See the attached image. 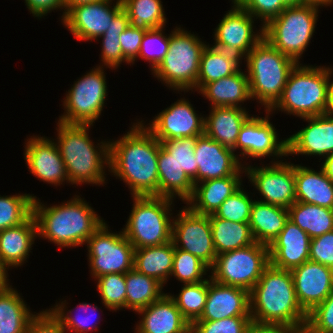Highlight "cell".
Listing matches in <instances>:
<instances>
[{
    "label": "cell",
    "instance_id": "cell-29",
    "mask_svg": "<svg viewBox=\"0 0 333 333\" xmlns=\"http://www.w3.org/2000/svg\"><path fill=\"white\" fill-rule=\"evenodd\" d=\"M208 110L209 114H205L204 134L233 149L242 126L252 116L250 110L237 107H213Z\"/></svg>",
    "mask_w": 333,
    "mask_h": 333
},
{
    "label": "cell",
    "instance_id": "cell-46",
    "mask_svg": "<svg viewBox=\"0 0 333 333\" xmlns=\"http://www.w3.org/2000/svg\"><path fill=\"white\" fill-rule=\"evenodd\" d=\"M166 27L145 31L140 45L138 57L131 63L133 66L138 59L147 61L152 72L168 53L170 34L165 33Z\"/></svg>",
    "mask_w": 333,
    "mask_h": 333
},
{
    "label": "cell",
    "instance_id": "cell-63",
    "mask_svg": "<svg viewBox=\"0 0 333 333\" xmlns=\"http://www.w3.org/2000/svg\"><path fill=\"white\" fill-rule=\"evenodd\" d=\"M310 2H317L320 3L324 6H326V8L328 6L332 7L333 6V0H309ZM332 5V6H331Z\"/></svg>",
    "mask_w": 333,
    "mask_h": 333
},
{
    "label": "cell",
    "instance_id": "cell-12",
    "mask_svg": "<svg viewBox=\"0 0 333 333\" xmlns=\"http://www.w3.org/2000/svg\"><path fill=\"white\" fill-rule=\"evenodd\" d=\"M85 247L92 280L106 274H125L134 268L135 248L122 229L113 232L107 221L92 234Z\"/></svg>",
    "mask_w": 333,
    "mask_h": 333
},
{
    "label": "cell",
    "instance_id": "cell-40",
    "mask_svg": "<svg viewBox=\"0 0 333 333\" xmlns=\"http://www.w3.org/2000/svg\"><path fill=\"white\" fill-rule=\"evenodd\" d=\"M132 27L148 31L166 27L167 18L162 0H121Z\"/></svg>",
    "mask_w": 333,
    "mask_h": 333
},
{
    "label": "cell",
    "instance_id": "cell-5",
    "mask_svg": "<svg viewBox=\"0 0 333 333\" xmlns=\"http://www.w3.org/2000/svg\"><path fill=\"white\" fill-rule=\"evenodd\" d=\"M297 63L291 70L283 93L269 110L303 118L324 114L328 110L333 66ZM274 113V114H273Z\"/></svg>",
    "mask_w": 333,
    "mask_h": 333
},
{
    "label": "cell",
    "instance_id": "cell-54",
    "mask_svg": "<svg viewBox=\"0 0 333 333\" xmlns=\"http://www.w3.org/2000/svg\"><path fill=\"white\" fill-rule=\"evenodd\" d=\"M26 333H67L61 322L48 308L42 309L31 320Z\"/></svg>",
    "mask_w": 333,
    "mask_h": 333
},
{
    "label": "cell",
    "instance_id": "cell-10",
    "mask_svg": "<svg viewBox=\"0 0 333 333\" xmlns=\"http://www.w3.org/2000/svg\"><path fill=\"white\" fill-rule=\"evenodd\" d=\"M107 68L93 66L71 84L61 100L63 114L58 121L68 124H90L98 121L107 104ZM106 102V103H105ZM105 107V108H104Z\"/></svg>",
    "mask_w": 333,
    "mask_h": 333
},
{
    "label": "cell",
    "instance_id": "cell-27",
    "mask_svg": "<svg viewBox=\"0 0 333 333\" xmlns=\"http://www.w3.org/2000/svg\"><path fill=\"white\" fill-rule=\"evenodd\" d=\"M197 94L209 101V108L237 107L247 109L244 103L250 100L252 102L245 68H241L228 77L205 84Z\"/></svg>",
    "mask_w": 333,
    "mask_h": 333
},
{
    "label": "cell",
    "instance_id": "cell-51",
    "mask_svg": "<svg viewBox=\"0 0 333 333\" xmlns=\"http://www.w3.org/2000/svg\"><path fill=\"white\" fill-rule=\"evenodd\" d=\"M245 9L263 27L273 18L277 17L287 6L282 0H234Z\"/></svg>",
    "mask_w": 333,
    "mask_h": 333
},
{
    "label": "cell",
    "instance_id": "cell-48",
    "mask_svg": "<svg viewBox=\"0 0 333 333\" xmlns=\"http://www.w3.org/2000/svg\"><path fill=\"white\" fill-rule=\"evenodd\" d=\"M251 322V316H235L214 321L196 320L191 325V333H246Z\"/></svg>",
    "mask_w": 333,
    "mask_h": 333
},
{
    "label": "cell",
    "instance_id": "cell-41",
    "mask_svg": "<svg viewBox=\"0 0 333 333\" xmlns=\"http://www.w3.org/2000/svg\"><path fill=\"white\" fill-rule=\"evenodd\" d=\"M184 318L192 325L201 317L207 301L208 279L197 283L182 284L178 294L167 292Z\"/></svg>",
    "mask_w": 333,
    "mask_h": 333
},
{
    "label": "cell",
    "instance_id": "cell-56",
    "mask_svg": "<svg viewBox=\"0 0 333 333\" xmlns=\"http://www.w3.org/2000/svg\"><path fill=\"white\" fill-rule=\"evenodd\" d=\"M305 329L280 324H260L251 322L246 333H304Z\"/></svg>",
    "mask_w": 333,
    "mask_h": 333
},
{
    "label": "cell",
    "instance_id": "cell-44",
    "mask_svg": "<svg viewBox=\"0 0 333 333\" xmlns=\"http://www.w3.org/2000/svg\"><path fill=\"white\" fill-rule=\"evenodd\" d=\"M208 274L210 267L206 263L193 254L175 247L170 279L173 277L182 284H190L208 279Z\"/></svg>",
    "mask_w": 333,
    "mask_h": 333
},
{
    "label": "cell",
    "instance_id": "cell-34",
    "mask_svg": "<svg viewBox=\"0 0 333 333\" xmlns=\"http://www.w3.org/2000/svg\"><path fill=\"white\" fill-rule=\"evenodd\" d=\"M37 314L16 287L0 291V333H26Z\"/></svg>",
    "mask_w": 333,
    "mask_h": 333
},
{
    "label": "cell",
    "instance_id": "cell-17",
    "mask_svg": "<svg viewBox=\"0 0 333 333\" xmlns=\"http://www.w3.org/2000/svg\"><path fill=\"white\" fill-rule=\"evenodd\" d=\"M181 97L170 106L157 113L153 119H140L160 142L168 139L199 137L204 134L205 115L197 113L191 100L185 98L181 91H175ZM147 121V123H146Z\"/></svg>",
    "mask_w": 333,
    "mask_h": 333
},
{
    "label": "cell",
    "instance_id": "cell-31",
    "mask_svg": "<svg viewBox=\"0 0 333 333\" xmlns=\"http://www.w3.org/2000/svg\"><path fill=\"white\" fill-rule=\"evenodd\" d=\"M159 197L178 199L184 204L191 198L194 184L160 145L158 152Z\"/></svg>",
    "mask_w": 333,
    "mask_h": 333
},
{
    "label": "cell",
    "instance_id": "cell-15",
    "mask_svg": "<svg viewBox=\"0 0 333 333\" xmlns=\"http://www.w3.org/2000/svg\"><path fill=\"white\" fill-rule=\"evenodd\" d=\"M220 19L213 32L212 46L233 53L242 59L263 39L264 29L258 21L235 1ZM257 21V22H255Z\"/></svg>",
    "mask_w": 333,
    "mask_h": 333
},
{
    "label": "cell",
    "instance_id": "cell-13",
    "mask_svg": "<svg viewBox=\"0 0 333 333\" xmlns=\"http://www.w3.org/2000/svg\"><path fill=\"white\" fill-rule=\"evenodd\" d=\"M263 112L265 116L253 114L244 123L233 148L244 167L248 164L247 160L261 159L259 161L263 163L265 158L271 159L269 162H280L287 158V138L279 139L281 135L270 120L271 113Z\"/></svg>",
    "mask_w": 333,
    "mask_h": 333
},
{
    "label": "cell",
    "instance_id": "cell-9",
    "mask_svg": "<svg viewBox=\"0 0 333 333\" xmlns=\"http://www.w3.org/2000/svg\"><path fill=\"white\" fill-rule=\"evenodd\" d=\"M131 199V212L122 231L133 247L139 249L169 243L177 201L157 196Z\"/></svg>",
    "mask_w": 333,
    "mask_h": 333
},
{
    "label": "cell",
    "instance_id": "cell-26",
    "mask_svg": "<svg viewBox=\"0 0 333 333\" xmlns=\"http://www.w3.org/2000/svg\"><path fill=\"white\" fill-rule=\"evenodd\" d=\"M37 235V222L32 214L21 225L0 231V261L9 269L28 262Z\"/></svg>",
    "mask_w": 333,
    "mask_h": 333
},
{
    "label": "cell",
    "instance_id": "cell-14",
    "mask_svg": "<svg viewBox=\"0 0 333 333\" xmlns=\"http://www.w3.org/2000/svg\"><path fill=\"white\" fill-rule=\"evenodd\" d=\"M285 160L269 163L264 161L259 166L255 163L252 165L251 162L244 167L247 183L250 182L253 190L258 191L261 196L259 198L253 192L258 201L287 209L296 202L294 163Z\"/></svg>",
    "mask_w": 333,
    "mask_h": 333
},
{
    "label": "cell",
    "instance_id": "cell-21",
    "mask_svg": "<svg viewBox=\"0 0 333 333\" xmlns=\"http://www.w3.org/2000/svg\"><path fill=\"white\" fill-rule=\"evenodd\" d=\"M194 150L198 164L197 183L227 176H245L244 166L233 149L221 145L205 134L197 138Z\"/></svg>",
    "mask_w": 333,
    "mask_h": 333
},
{
    "label": "cell",
    "instance_id": "cell-62",
    "mask_svg": "<svg viewBox=\"0 0 333 333\" xmlns=\"http://www.w3.org/2000/svg\"><path fill=\"white\" fill-rule=\"evenodd\" d=\"M282 2L287 6H298L310 2L309 0H282Z\"/></svg>",
    "mask_w": 333,
    "mask_h": 333
},
{
    "label": "cell",
    "instance_id": "cell-42",
    "mask_svg": "<svg viewBox=\"0 0 333 333\" xmlns=\"http://www.w3.org/2000/svg\"><path fill=\"white\" fill-rule=\"evenodd\" d=\"M36 197L30 192L0 195V231L24 223L33 214Z\"/></svg>",
    "mask_w": 333,
    "mask_h": 333
},
{
    "label": "cell",
    "instance_id": "cell-20",
    "mask_svg": "<svg viewBox=\"0 0 333 333\" xmlns=\"http://www.w3.org/2000/svg\"><path fill=\"white\" fill-rule=\"evenodd\" d=\"M301 119L307 124L287 136V157L312 156L319 158L321 162L323 158L333 153V116L324 113Z\"/></svg>",
    "mask_w": 333,
    "mask_h": 333
},
{
    "label": "cell",
    "instance_id": "cell-7",
    "mask_svg": "<svg viewBox=\"0 0 333 333\" xmlns=\"http://www.w3.org/2000/svg\"><path fill=\"white\" fill-rule=\"evenodd\" d=\"M173 27L168 53L151 74L173 92H197L200 57L208 42L183 25Z\"/></svg>",
    "mask_w": 333,
    "mask_h": 333
},
{
    "label": "cell",
    "instance_id": "cell-19",
    "mask_svg": "<svg viewBox=\"0 0 333 333\" xmlns=\"http://www.w3.org/2000/svg\"><path fill=\"white\" fill-rule=\"evenodd\" d=\"M29 137V138H28ZM24 142V160L27 169L40 182L58 187L69 182L65 163L52 137L32 135Z\"/></svg>",
    "mask_w": 333,
    "mask_h": 333
},
{
    "label": "cell",
    "instance_id": "cell-57",
    "mask_svg": "<svg viewBox=\"0 0 333 333\" xmlns=\"http://www.w3.org/2000/svg\"><path fill=\"white\" fill-rule=\"evenodd\" d=\"M130 25L127 12L122 9L111 21L105 33H122Z\"/></svg>",
    "mask_w": 333,
    "mask_h": 333
},
{
    "label": "cell",
    "instance_id": "cell-32",
    "mask_svg": "<svg viewBox=\"0 0 333 333\" xmlns=\"http://www.w3.org/2000/svg\"><path fill=\"white\" fill-rule=\"evenodd\" d=\"M289 219L287 208L254 200L249 226L255 242L269 246Z\"/></svg>",
    "mask_w": 333,
    "mask_h": 333
},
{
    "label": "cell",
    "instance_id": "cell-25",
    "mask_svg": "<svg viewBox=\"0 0 333 333\" xmlns=\"http://www.w3.org/2000/svg\"><path fill=\"white\" fill-rule=\"evenodd\" d=\"M135 314L140 320L134 329L139 333H191V324L168 293Z\"/></svg>",
    "mask_w": 333,
    "mask_h": 333
},
{
    "label": "cell",
    "instance_id": "cell-30",
    "mask_svg": "<svg viewBox=\"0 0 333 333\" xmlns=\"http://www.w3.org/2000/svg\"><path fill=\"white\" fill-rule=\"evenodd\" d=\"M296 201L333 209V181L322 168L294 164Z\"/></svg>",
    "mask_w": 333,
    "mask_h": 333
},
{
    "label": "cell",
    "instance_id": "cell-35",
    "mask_svg": "<svg viewBox=\"0 0 333 333\" xmlns=\"http://www.w3.org/2000/svg\"><path fill=\"white\" fill-rule=\"evenodd\" d=\"M243 59L236 54L218 49L207 43L200 57L197 92L207 83L217 81L238 72Z\"/></svg>",
    "mask_w": 333,
    "mask_h": 333
},
{
    "label": "cell",
    "instance_id": "cell-16",
    "mask_svg": "<svg viewBox=\"0 0 333 333\" xmlns=\"http://www.w3.org/2000/svg\"><path fill=\"white\" fill-rule=\"evenodd\" d=\"M178 212V213H177ZM173 216L171 241L177 249L201 259L211 267L217 257L209 215H200L182 206Z\"/></svg>",
    "mask_w": 333,
    "mask_h": 333
},
{
    "label": "cell",
    "instance_id": "cell-37",
    "mask_svg": "<svg viewBox=\"0 0 333 333\" xmlns=\"http://www.w3.org/2000/svg\"><path fill=\"white\" fill-rule=\"evenodd\" d=\"M209 220L217 255L249 246L255 242L248 222H232L216 217L214 214L209 215Z\"/></svg>",
    "mask_w": 333,
    "mask_h": 333
},
{
    "label": "cell",
    "instance_id": "cell-60",
    "mask_svg": "<svg viewBox=\"0 0 333 333\" xmlns=\"http://www.w3.org/2000/svg\"><path fill=\"white\" fill-rule=\"evenodd\" d=\"M95 1H100V0H64L65 13H67L72 7Z\"/></svg>",
    "mask_w": 333,
    "mask_h": 333
},
{
    "label": "cell",
    "instance_id": "cell-39",
    "mask_svg": "<svg viewBox=\"0 0 333 333\" xmlns=\"http://www.w3.org/2000/svg\"><path fill=\"white\" fill-rule=\"evenodd\" d=\"M288 211L289 219L311 239L333 230V209L296 201Z\"/></svg>",
    "mask_w": 333,
    "mask_h": 333
},
{
    "label": "cell",
    "instance_id": "cell-52",
    "mask_svg": "<svg viewBox=\"0 0 333 333\" xmlns=\"http://www.w3.org/2000/svg\"><path fill=\"white\" fill-rule=\"evenodd\" d=\"M309 260L333 269V230L311 239Z\"/></svg>",
    "mask_w": 333,
    "mask_h": 333
},
{
    "label": "cell",
    "instance_id": "cell-58",
    "mask_svg": "<svg viewBox=\"0 0 333 333\" xmlns=\"http://www.w3.org/2000/svg\"><path fill=\"white\" fill-rule=\"evenodd\" d=\"M8 271L9 269L0 261V291L8 289L12 285Z\"/></svg>",
    "mask_w": 333,
    "mask_h": 333
},
{
    "label": "cell",
    "instance_id": "cell-2",
    "mask_svg": "<svg viewBox=\"0 0 333 333\" xmlns=\"http://www.w3.org/2000/svg\"><path fill=\"white\" fill-rule=\"evenodd\" d=\"M82 195H73L60 204L33 200V215L37 222V235L60 250L84 246L92 234L105 222Z\"/></svg>",
    "mask_w": 333,
    "mask_h": 333
},
{
    "label": "cell",
    "instance_id": "cell-6",
    "mask_svg": "<svg viewBox=\"0 0 333 333\" xmlns=\"http://www.w3.org/2000/svg\"><path fill=\"white\" fill-rule=\"evenodd\" d=\"M252 101L269 111L280 99L297 62L262 39L243 59Z\"/></svg>",
    "mask_w": 333,
    "mask_h": 333
},
{
    "label": "cell",
    "instance_id": "cell-49",
    "mask_svg": "<svg viewBox=\"0 0 333 333\" xmlns=\"http://www.w3.org/2000/svg\"><path fill=\"white\" fill-rule=\"evenodd\" d=\"M121 33H104L95 41L101 44V54H99L100 62L96 66L109 68L112 71L117 70L123 63L126 65L131 64L123 57V52L120 43Z\"/></svg>",
    "mask_w": 333,
    "mask_h": 333
},
{
    "label": "cell",
    "instance_id": "cell-47",
    "mask_svg": "<svg viewBox=\"0 0 333 333\" xmlns=\"http://www.w3.org/2000/svg\"><path fill=\"white\" fill-rule=\"evenodd\" d=\"M244 187L243 185V187L228 197L215 211L214 215L232 222H249L255 198L253 197L254 194L250 190L244 189Z\"/></svg>",
    "mask_w": 333,
    "mask_h": 333
},
{
    "label": "cell",
    "instance_id": "cell-3",
    "mask_svg": "<svg viewBox=\"0 0 333 333\" xmlns=\"http://www.w3.org/2000/svg\"><path fill=\"white\" fill-rule=\"evenodd\" d=\"M55 123L56 136L52 139L59 149L73 187L107 185L110 139H91L89 133L94 125L68 124L58 120Z\"/></svg>",
    "mask_w": 333,
    "mask_h": 333
},
{
    "label": "cell",
    "instance_id": "cell-22",
    "mask_svg": "<svg viewBox=\"0 0 333 333\" xmlns=\"http://www.w3.org/2000/svg\"><path fill=\"white\" fill-rule=\"evenodd\" d=\"M291 274L297 300L307 314L333 291V269L325 265L308 260Z\"/></svg>",
    "mask_w": 333,
    "mask_h": 333
},
{
    "label": "cell",
    "instance_id": "cell-8",
    "mask_svg": "<svg viewBox=\"0 0 333 333\" xmlns=\"http://www.w3.org/2000/svg\"><path fill=\"white\" fill-rule=\"evenodd\" d=\"M323 7L326 6L317 2L286 7L263 27V38L282 54L301 63L316 33L320 9Z\"/></svg>",
    "mask_w": 333,
    "mask_h": 333
},
{
    "label": "cell",
    "instance_id": "cell-1",
    "mask_svg": "<svg viewBox=\"0 0 333 333\" xmlns=\"http://www.w3.org/2000/svg\"><path fill=\"white\" fill-rule=\"evenodd\" d=\"M134 121L125 134L109 141V174L124 182L131 197H159L161 143L139 118Z\"/></svg>",
    "mask_w": 333,
    "mask_h": 333
},
{
    "label": "cell",
    "instance_id": "cell-4",
    "mask_svg": "<svg viewBox=\"0 0 333 333\" xmlns=\"http://www.w3.org/2000/svg\"><path fill=\"white\" fill-rule=\"evenodd\" d=\"M251 320L305 329L308 314L301 308L291 271L271 264L250 291Z\"/></svg>",
    "mask_w": 333,
    "mask_h": 333
},
{
    "label": "cell",
    "instance_id": "cell-45",
    "mask_svg": "<svg viewBox=\"0 0 333 333\" xmlns=\"http://www.w3.org/2000/svg\"><path fill=\"white\" fill-rule=\"evenodd\" d=\"M197 138L185 137L160 141L161 146L175 159L194 185L197 184L198 171L194 150Z\"/></svg>",
    "mask_w": 333,
    "mask_h": 333
},
{
    "label": "cell",
    "instance_id": "cell-55",
    "mask_svg": "<svg viewBox=\"0 0 333 333\" xmlns=\"http://www.w3.org/2000/svg\"><path fill=\"white\" fill-rule=\"evenodd\" d=\"M24 3L30 14L39 20L45 18L48 14L52 13V11L61 12V18L59 17V21L61 22L66 15L64 0H24Z\"/></svg>",
    "mask_w": 333,
    "mask_h": 333
},
{
    "label": "cell",
    "instance_id": "cell-50",
    "mask_svg": "<svg viewBox=\"0 0 333 333\" xmlns=\"http://www.w3.org/2000/svg\"><path fill=\"white\" fill-rule=\"evenodd\" d=\"M304 333H333V291L308 313Z\"/></svg>",
    "mask_w": 333,
    "mask_h": 333
},
{
    "label": "cell",
    "instance_id": "cell-59",
    "mask_svg": "<svg viewBox=\"0 0 333 333\" xmlns=\"http://www.w3.org/2000/svg\"><path fill=\"white\" fill-rule=\"evenodd\" d=\"M318 166H320L326 176L333 181V153L323 158V161Z\"/></svg>",
    "mask_w": 333,
    "mask_h": 333
},
{
    "label": "cell",
    "instance_id": "cell-23",
    "mask_svg": "<svg viewBox=\"0 0 333 333\" xmlns=\"http://www.w3.org/2000/svg\"><path fill=\"white\" fill-rule=\"evenodd\" d=\"M309 235L288 219L284 229L268 246L270 264L278 269L293 270L309 260Z\"/></svg>",
    "mask_w": 333,
    "mask_h": 333
},
{
    "label": "cell",
    "instance_id": "cell-38",
    "mask_svg": "<svg viewBox=\"0 0 333 333\" xmlns=\"http://www.w3.org/2000/svg\"><path fill=\"white\" fill-rule=\"evenodd\" d=\"M126 309L138 312L160 299L164 294V285L156 278L146 276L132 268L125 273Z\"/></svg>",
    "mask_w": 333,
    "mask_h": 333
},
{
    "label": "cell",
    "instance_id": "cell-18",
    "mask_svg": "<svg viewBox=\"0 0 333 333\" xmlns=\"http://www.w3.org/2000/svg\"><path fill=\"white\" fill-rule=\"evenodd\" d=\"M114 1V2H113ZM123 9L121 0H100L72 7L61 22L78 41L95 42Z\"/></svg>",
    "mask_w": 333,
    "mask_h": 333
},
{
    "label": "cell",
    "instance_id": "cell-43",
    "mask_svg": "<svg viewBox=\"0 0 333 333\" xmlns=\"http://www.w3.org/2000/svg\"><path fill=\"white\" fill-rule=\"evenodd\" d=\"M104 308L114 313L126 309L125 274L112 273L102 275L94 280Z\"/></svg>",
    "mask_w": 333,
    "mask_h": 333
},
{
    "label": "cell",
    "instance_id": "cell-33",
    "mask_svg": "<svg viewBox=\"0 0 333 333\" xmlns=\"http://www.w3.org/2000/svg\"><path fill=\"white\" fill-rule=\"evenodd\" d=\"M68 304L69 303L66 299H61L59 302H55L53 306L48 308L50 312L61 322L67 333H98L100 328L99 321H102V317L99 315L100 313H102V316L104 315L101 310L102 307H98L97 304L95 305V302L94 304H91L83 301L79 303L77 307L75 306L72 309H68ZM96 312H98V314H96Z\"/></svg>",
    "mask_w": 333,
    "mask_h": 333
},
{
    "label": "cell",
    "instance_id": "cell-53",
    "mask_svg": "<svg viewBox=\"0 0 333 333\" xmlns=\"http://www.w3.org/2000/svg\"><path fill=\"white\" fill-rule=\"evenodd\" d=\"M144 34L145 30L137 29L129 25L120 35L123 57L130 64L138 57Z\"/></svg>",
    "mask_w": 333,
    "mask_h": 333
},
{
    "label": "cell",
    "instance_id": "cell-11",
    "mask_svg": "<svg viewBox=\"0 0 333 333\" xmlns=\"http://www.w3.org/2000/svg\"><path fill=\"white\" fill-rule=\"evenodd\" d=\"M270 265L267 245L253 244L218 254L210 267V278L220 284L253 289L264 270Z\"/></svg>",
    "mask_w": 333,
    "mask_h": 333
},
{
    "label": "cell",
    "instance_id": "cell-24",
    "mask_svg": "<svg viewBox=\"0 0 333 333\" xmlns=\"http://www.w3.org/2000/svg\"><path fill=\"white\" fill-rule=\"evenodd\" d=\"M235 316H251L250 292L208 278L207 301L198 320H220Z\"/></svg>",
    "mask_w": 333,
    "mask_h": 333
},
{
    "label": "cell",
    "instance_id": "cell-61",
    "mask_svg": "<svg viewBox=\"0 0 333 333\" xmlns=\"http://www.w3.org/2000/svg\"><path fill=\"white\" fill-rule=\"evenodd\" d=\"M326 113L333 116V81H331V87L329 90V105Z\"/></svg>",
    "mask_w": 333,
    "mask_h": 333
},
{
    "label": "cell",
    "instance_id": "cell-36",
    "mask_svg": "<svg viewBox=\"0 0 333 333\" xmlns=\"http://www.w3.org/2000/svg\"><path fill=\"white\" fill-rule=\"evenodd\" d=\"M175 246L172 241L157 246L135 249L134 269L156 278L164 286L170 280Z\"/></svg>",
    "mask_w": 333,
    "mask_h": 333
},
{
    "label": "cell",
    "instance_id": "cell-28",
    "mask_svg": "<svg viewBox=\"0 0 333 333\" xmlns=\"http://www.w3.org/2000/svg\"><path fill=\"white\" fill-rule=\"evenodd\" d=\"M243 178L245 176H227L197 183L191 198L185 204L194 213L214 214L228 197L243 186Z\"/></svg>",
    "mask_w": 333,
    "mask_h": 333
}]
</instances>
